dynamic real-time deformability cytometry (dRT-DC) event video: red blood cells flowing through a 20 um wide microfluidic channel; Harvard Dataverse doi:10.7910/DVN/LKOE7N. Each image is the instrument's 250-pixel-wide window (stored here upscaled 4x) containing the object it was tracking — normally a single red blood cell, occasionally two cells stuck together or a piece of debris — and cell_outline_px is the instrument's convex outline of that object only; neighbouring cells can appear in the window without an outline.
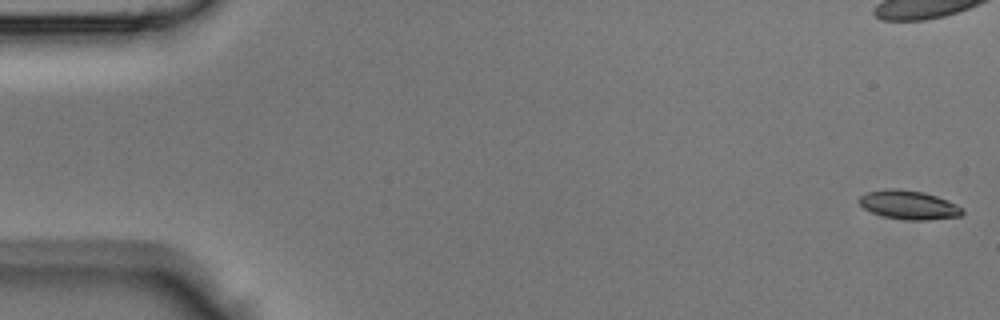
{"species": "Egyptian fruit bat (a non-hibernating species)", "species_latin": "Rousettus aegyptiacus", "temperature_condition": "room temperature", "stored_images_in_passage": 45, "camera_frame_rate_fps": 3000, "um_per_image_px": 0.085, "animal": {"sex": "male"}, "frame": {"image": 1, "passage_image": 1, "time_ms": 0.0, "image_size_px": [1000, 320], "cell_outline_px": [[964, 212], [960, 216], [928, 220], [904, 220], [884, 216], [872, 212], [864, 208], [856, 200], [864, 192], [884, 188], [900, 188], [924, 192], [936, 196], [956, 204], [964, 208]], "centroid_in_image_um": [77.21, 17.4], "position_along_channel_um": 7.8, "area_um2": 17.63}}